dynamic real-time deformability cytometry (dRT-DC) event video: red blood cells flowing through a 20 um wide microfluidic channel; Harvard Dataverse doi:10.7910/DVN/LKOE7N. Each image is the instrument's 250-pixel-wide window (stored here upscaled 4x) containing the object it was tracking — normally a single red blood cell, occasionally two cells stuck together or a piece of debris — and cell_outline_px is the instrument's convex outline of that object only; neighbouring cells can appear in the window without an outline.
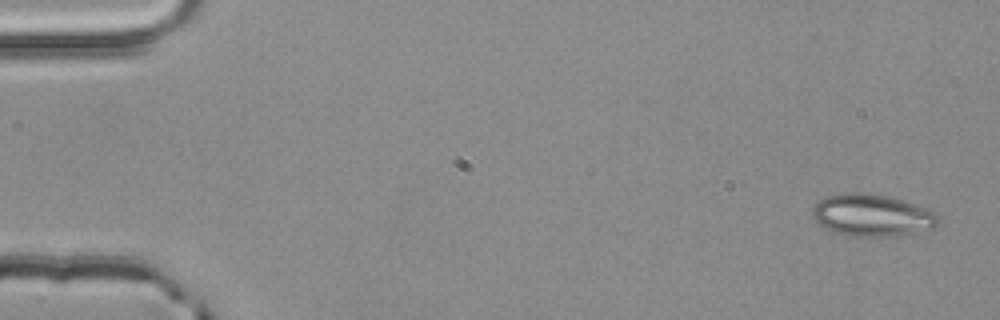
{"species": "common noctule bat (a hibernating species)", "species_latin": "Nyctalus noctula", "temperature_condition": "room temperature", "stored_images_in_passage": 3, "camera_frame_rate_fps": 3000, "um_per_image_px": 0.085, "animal": {"sex": "male", "body_mass_g": 20.4}, "frame": {"image": 1, "passage_image": 1, "time_ms": 0.0, "image_size_px": [1000, 320], "cell_outline_px": [[940, 220], [932, 228], [912, 232], [888, 236], [852, 236], [836, 232], [824, 228], [812, 216], [812, 208], [816, 200], [824, 196], [848, 192], [868, 192], [888, 196], [936, 212], [940, 216]], "centroid_in_image_um": [74.06, 18.27], "position_along_channel_um": 10.9, "area_um2": 30.69}}